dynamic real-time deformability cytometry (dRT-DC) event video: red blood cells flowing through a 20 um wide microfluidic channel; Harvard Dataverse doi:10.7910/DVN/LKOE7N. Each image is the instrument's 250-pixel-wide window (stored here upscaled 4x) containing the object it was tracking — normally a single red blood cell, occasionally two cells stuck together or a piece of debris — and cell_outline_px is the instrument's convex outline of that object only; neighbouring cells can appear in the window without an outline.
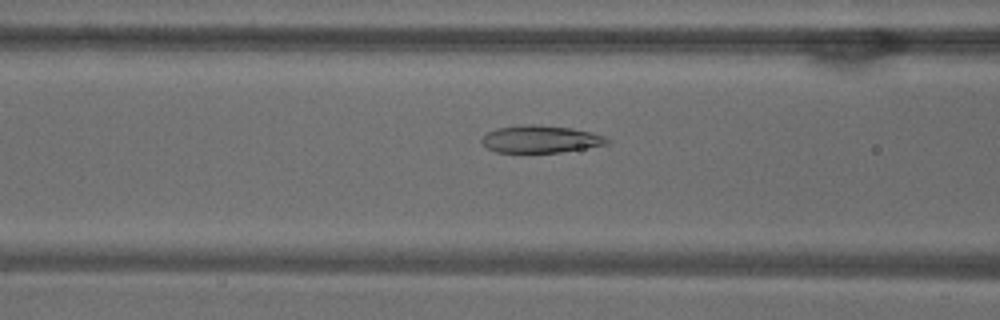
{"species": "common noctule bat (a hibernating species)", "species_latin": "Nyctalus noctula", "temperature_condition": "warm", "stored_images_in_passage": 53, "camera_frame_rate_fps": 3000, "um_per_image_px": 0.085, "animal": {"sex": "male", "body_mass_g": 18.8}, "frame": {"image": 1, "passage_image": 21, "time_ms": 6.667, "image_size_px": [1000, 320], "cell_outline_px": [[608, 144], [560, 152], [496, 152], [488, 148], [480, 140], [488, 132], [496, 128], [524, 124], [536, 124], [572, 128], [592, 132], [604, 136], [608, 140]], "centroid_in_image_um": [45.94, 11.81], "position_along_channel_um": 120.7, "area_um2": 19.83}}
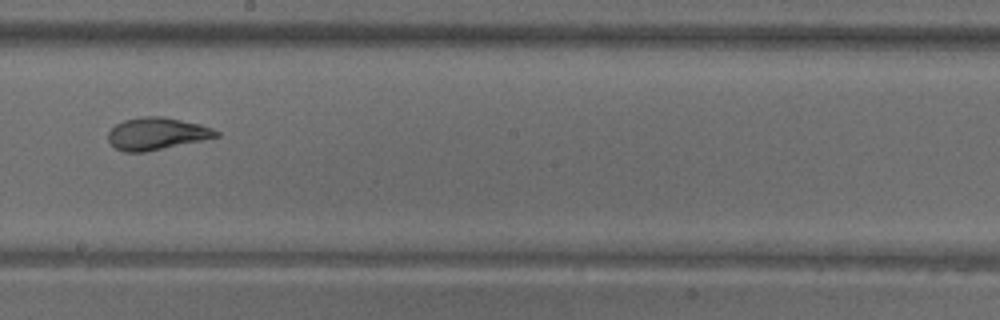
{"frame": {"image": 2, "passage_image": 30, "time_ms": 9.667, "image_size_px": [1000, 320], "cell_outline_px": [[220, 136], [144, 152], [124, 152], [116, 148], [108, 140], [108, 132], [116, 124], [124, 120], [140, 116], [160, 116], [200, 124], [212, 128], [220, 132]], "centroid_in_image_um": [13.3, 11.35], "position_along_channel_um": 234.9, "area_um2": 20.06}}
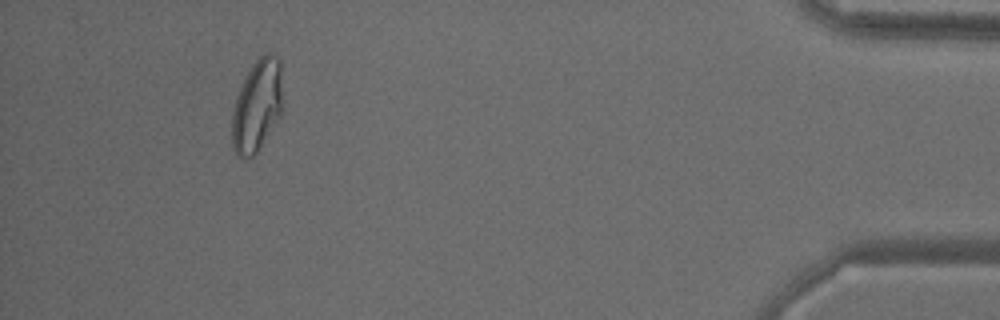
{"frame": {"image": 3, "passage_image": 49, "time_ms": 16.0, "image_size_px": [1000, 320], "cell_outline_px": [[284, 112], [256, 152], [248, 160], [240, 156], [232, 148], [232, 112], [236, 96], [252, 64], [260, 56], [268, 52], [272, 52], [280, 60]], "centroid_in_image_um": [21.88, 8.97], "position_along_channel_um": 413.3, "area_um2": 27.57}, "authors_computed_cell_mechanics": {"area_um2": 23.5246, "velocity_mm_per_s": 3.8055, "shape_relaxation_time_tau1_ms": 10.8733, "shape_relaxation_time_tau2_ms": 1.0654, "deformation_change_tau1": 0.2769, "deformation_change_tau2": 0.0584}}